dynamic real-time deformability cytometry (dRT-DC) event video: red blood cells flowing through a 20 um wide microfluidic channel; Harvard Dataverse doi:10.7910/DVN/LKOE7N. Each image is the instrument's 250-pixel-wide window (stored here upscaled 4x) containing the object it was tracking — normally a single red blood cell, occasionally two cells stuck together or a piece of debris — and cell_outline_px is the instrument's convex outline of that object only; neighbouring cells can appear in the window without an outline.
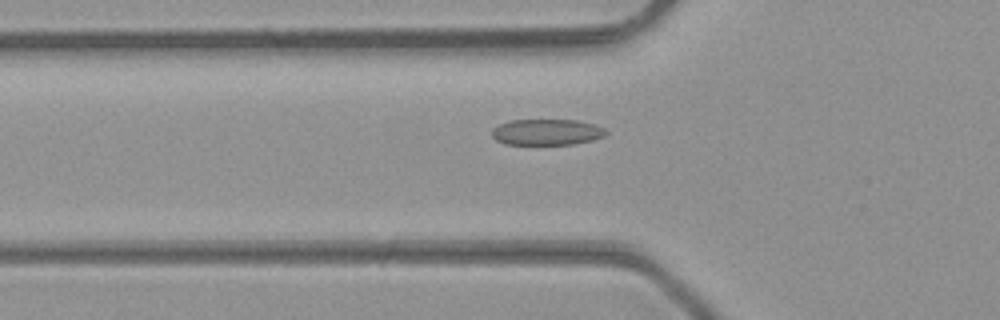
{"species": "common noctule bat (a hibernating species)", "species_latin": "Nyctalus noctula", "temperature_condition": "room temperature", "stored_images_in_passage": 36, "camera_frame_rate_fps": 3000, "um_per_image_px": 0.085, "animal": {"sex": "male", "body_mass_g": 23.1, "forearm_length_mm": 52.7}, "frame": {"image": 1, "passage_image": 5, "time_ms": 1.333, "image_size_px": [1000, 320], "cell_outline_px": [[608, 132], [604, 136], [592, 140], [572, 144], [504, 144], [496, 140], [492, 136], [492, 128], [500, 124], [512, 120], [576, 120], [596, 124], [604, 128]], "centroid_in_image_um": [46.48, 11.22], "position_along_channel_um": 79.3, "area_um2": 17.28}}
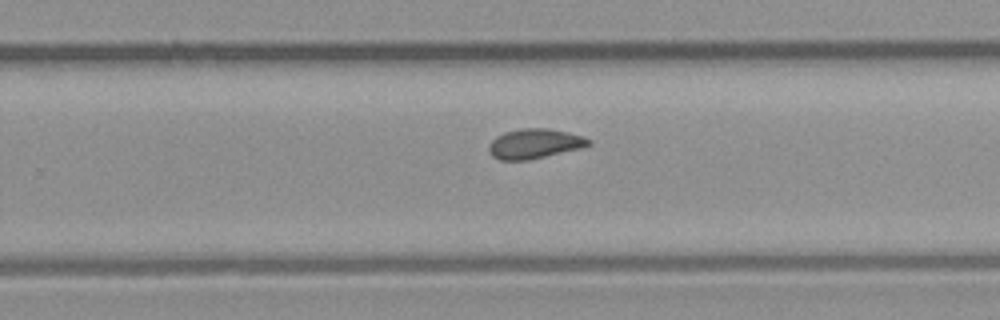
{"frame": {"image": 2, "passage_image": 19, "time_ms": 6.0, "image_size_px": [1000, 320], "cell_outline_px": [[592, 144], [580, 148], [528, 160], [500, 160], [492, 156], [488, 148], [492, 140], [496, 136], [504, 132], [524, 128], [548, 128], [568, 132], [584, 136], [592, 140]], "centroid_in_image_um": [45.45, 12.2], "position_along_channel_um": 284.3, "area_um2": 17.28}}
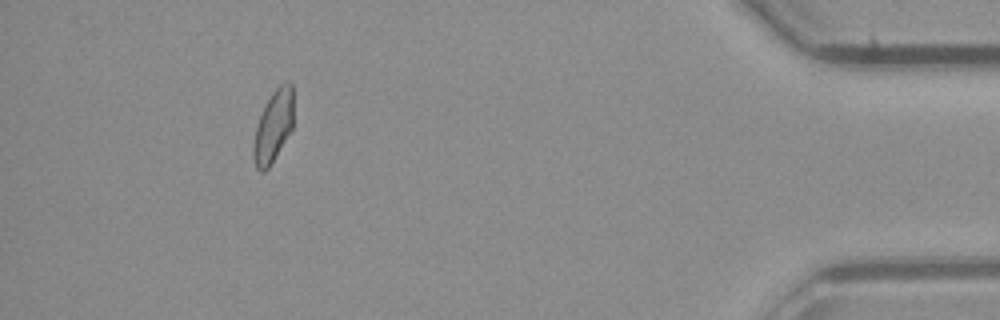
{"frame": {"image": 3, "passage_image": 32, "time_ms": 10.333, "image_size_px": [1000, 320], "cell_outline_px": [[292, 128], [268, 168], [264, 172], [260, 172], [256, 168], [252, 156], [252, 148], [256, 128], [260, 116], [272, 92], [280, 84], [288, 80], [292, 84]], "centroid_in_image_um": [23.21, 10.75], "position_along_channel_um": 412.0, "area_um2": 16.42}, "authors_computed_cell_mechanics": {"area_um2": 17.0799, "velocity_mm_per_s": 4.3765, "shape_relaxation_time_tau1_ms": null, "shape_relaxation_time_tau2_ms": 1.5731, "deformation_change_tau1": null, "deformation_change_tau2": 0.0729}}